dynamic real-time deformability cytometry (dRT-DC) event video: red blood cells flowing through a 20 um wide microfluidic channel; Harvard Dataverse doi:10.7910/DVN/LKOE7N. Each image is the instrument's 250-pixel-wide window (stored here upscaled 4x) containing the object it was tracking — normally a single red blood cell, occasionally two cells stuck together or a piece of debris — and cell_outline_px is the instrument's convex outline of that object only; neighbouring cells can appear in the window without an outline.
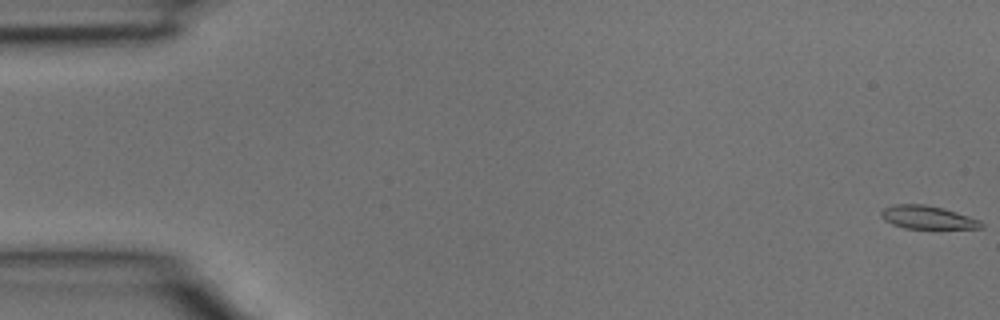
{"species": "common noctule bat (a hibernating species)", "species_latin": "Nyctalus noctula", "temperature_condition": "room temperature", "stored_images_in_passage": 41, "camera_frame_rate_fps": 3000, "um_per_image_px": 0.085, "animal": {"sex": "male", "body_mass_g": 15.6}, "frame": {"image": 1, "passage_image": 1, "time_ms": 0.0, "image_size_px": [1000, 320], "cell_outline_px": [[984, 228], [904, 228], [892, 224], [884, 220], [880, 216], [880, 212], [884, 208], [892, 204], [924, 204], [944, 208], [980, 220], [984, 224]], "centroid_in_image_um": [78.81, 18.47], "position_along_channel_um": 6.2, "area_um2": 13.53}}
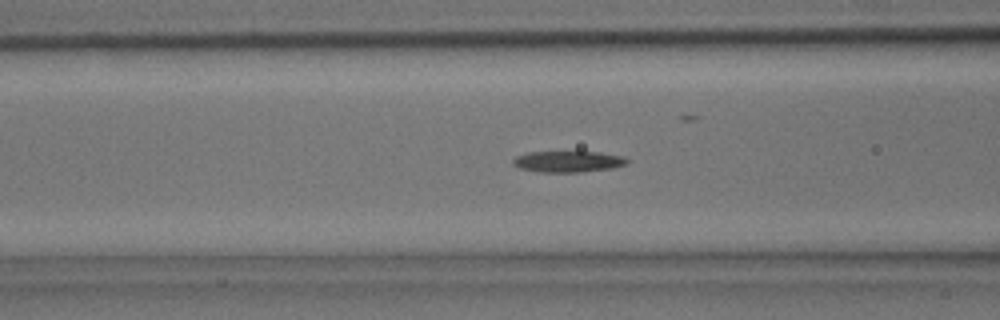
{"frame": {"image": 2, "passage_image": 16, "time_ms": 5.0, "image_size_px": [1000, 320], "cell_outline_px": [[628, 164], [612, 168], [580, 172], [540, 172], [520, 168], [512, 164], [512, 160], [516, 156], [528, 152], [576, 148], [624, 156], [628, 160]], "centroid_in_image_um": [48.29, 13.67], "position_along_channel_um": 118.3, "area_um2": 15.14}}
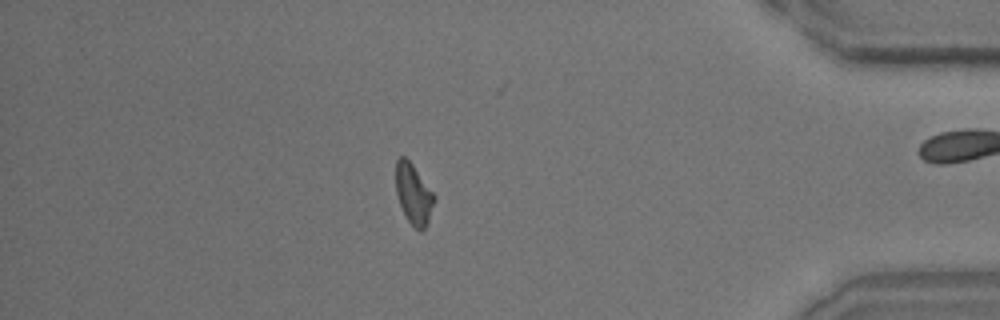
{"frame": {"image": 3, "passage_image": 35, "time_ms": 11.333, "image_size_px": [1000, 320], "cell_outline_px": [[436, 200], [428, 224], [420, 232], [408, 220], [400, 204], [396, 192], [396, 160], [400, 156], [404, 156], [412, 164], [436, 196]], "centroid_in_image_um": [35.18, 16.5], "position_along_channel_um": 400.0, "area_um2": 13.47}}